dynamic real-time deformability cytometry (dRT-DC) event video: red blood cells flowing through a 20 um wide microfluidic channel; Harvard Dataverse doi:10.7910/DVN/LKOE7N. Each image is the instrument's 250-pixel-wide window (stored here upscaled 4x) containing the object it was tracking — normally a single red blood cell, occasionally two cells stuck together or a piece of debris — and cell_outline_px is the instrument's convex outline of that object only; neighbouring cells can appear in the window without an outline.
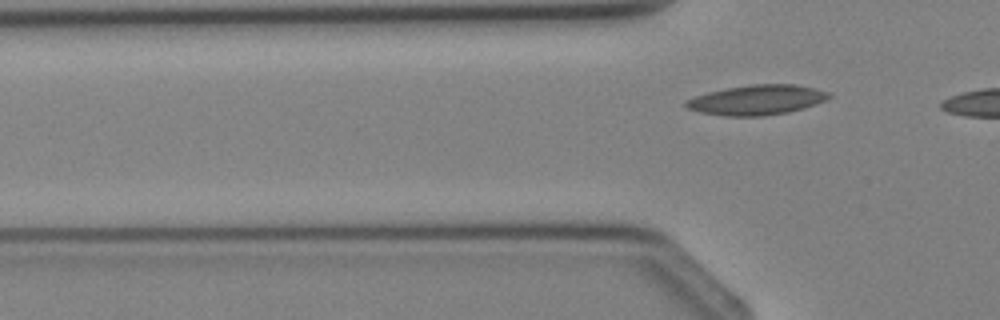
{"species": "Egyptian fruit bat (a non-hibernating species)", "species_latin": "Rousettus aegyptiacus", "temperature_condition": "cold", "stored_images_in_passage": 4, "camera_frame_rate_fps": 3000, "um_per_image_px": 0.085, "animal": {"sex": "female"}, "frame": {"image": 1, "passage_image": 4, "time_ms": 3.667, "image_size_px": [1000, 320], "cell_outline_px": [[832, 96], [816, 104], [804, 108], [788, 112], [764, 116], [724, 116], [700, 112], [688, 108], [684, 104], [688, 100], [696, 96], [708, 92], [728, 88], [752, 84], [796, 84], [828, 92]], "centroid_in_image_um": [64.35, 8.5], "position_along_channel_um": 61.5, "area_um2": 24.68}}